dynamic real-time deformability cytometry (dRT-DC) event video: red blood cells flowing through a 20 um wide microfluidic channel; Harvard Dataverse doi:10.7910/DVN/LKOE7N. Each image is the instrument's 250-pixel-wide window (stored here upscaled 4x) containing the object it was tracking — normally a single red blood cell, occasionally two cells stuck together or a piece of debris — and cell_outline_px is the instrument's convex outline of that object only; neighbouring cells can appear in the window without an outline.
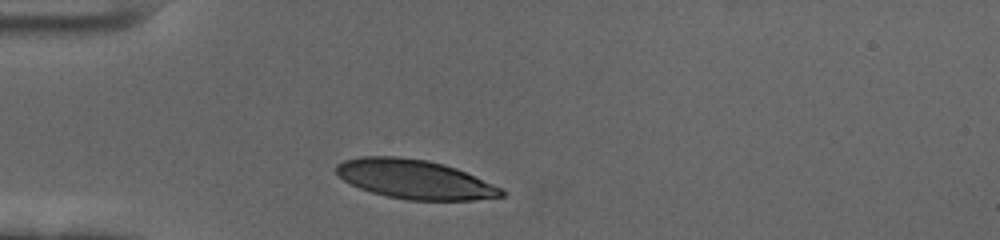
{"species": "human", "species_latin": "Homo sapiens", "temperature_condition": "cold", "stored_images_in_passage": 33, "camera_frame_rate_fps": 3000, "um_per_image_px": 0.085, "donor": {"sex": "female"}, "frame": {"image": 1, "passage_image": 1, "time_ms": 0.0, "image_size_px": [1000, 240], "cell_outline_px": [[508, 192], [504, 196], [472, 200], [408, 200], [388, 196], [372, 192], [360, 188], [344, 180], [336, 172], [336, 164], [344, 160], [364, 156], [396, 156], [424, 160], [444, 164], [456, 168], [500, 188]], "centroid_in_image_um": [35.24, 15.24], "position_along_channel_um": 49.8, "area_um2": 37.22}}
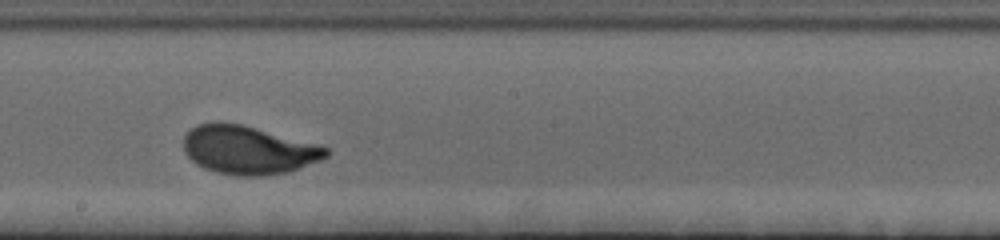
{"frame": {"image": 2, "passage_image": 18, "time_ms": 5.667, "image_size_px": [1000, 240], "cell_outline_px": [[328, 156], [320, 160], [300, 168], [288, 172], [264, 176], [236, 176], [216, 172], [204, 168], [196, 164], [184, 152], [184, 136], [196, 124], [216, 120], [244, 124], [316, 144], [328, 148]], "centroid_in_image_um": [21.07, 12.73], "position_along_channel_um": 227.1, "area_um2": 40.58}}
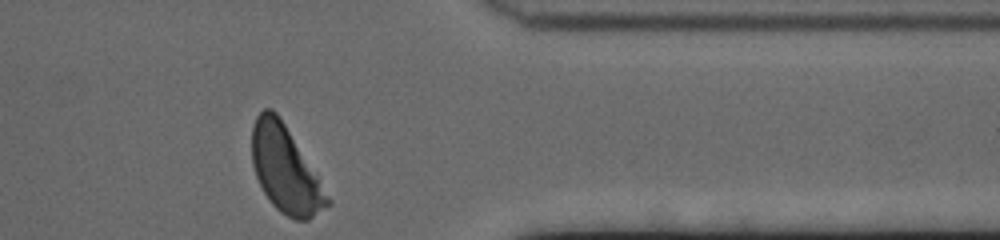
{"frame": {"image": 3, "passage_image": 33, "time_ms": 10.667, "image_size_px": [1000, 240], "cell_outline_px": [[332, 204], [308, 220], [296, 220], [280, 212], [272, 204], [264, 192], [256, 176], [252, 164], [252, 124], [256, 116], [264, 108], [272, 108], [276, 112], [284, 124], [332, 200]], "centroid_in_image_um": [24.25, 14.42], "position_along_channel_um": 387.2, "area_um2": 37.45}, "authors_computed_cell_mechanics": {"area_um2": 38.6682, "velocity_mm_per_s": 3.4377, "shape_relaxation_time_tau1_ms": 2.5314, "shape_relaxation_time_tau2_ms": null, "deformation_change_tau1": 0.1573, "deformation_change_tau2": null}}